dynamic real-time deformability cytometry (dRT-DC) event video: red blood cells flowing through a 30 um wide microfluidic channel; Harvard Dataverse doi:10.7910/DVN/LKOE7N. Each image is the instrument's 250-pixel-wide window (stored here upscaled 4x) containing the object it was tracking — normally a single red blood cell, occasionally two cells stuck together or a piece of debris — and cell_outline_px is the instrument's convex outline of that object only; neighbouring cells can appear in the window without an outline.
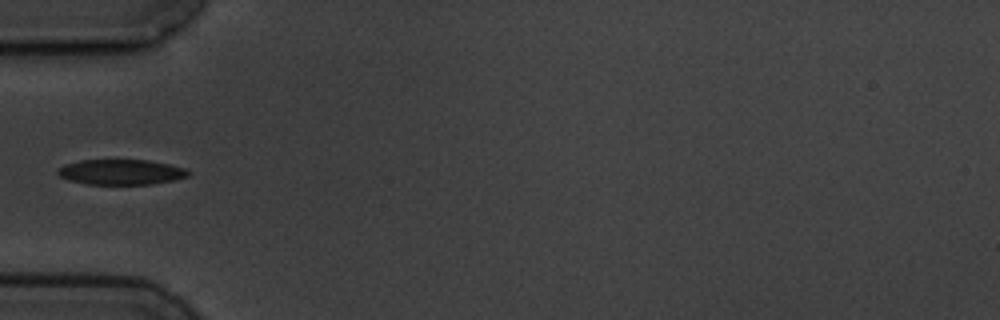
{"species": "common noctule bat (a hibernating species)", "species_latin": "Nyctalus noctula", "temperature_condition": "cold", "stored_images_in_passage": 9, "camera_frame_rate_fps": 3000, "um_per_image_px": 0.085, "animal": {"sex": "male", "body_mass_g": 19.5, "forearm_length_mm": 54.6}, "frame": {"image": 1, "passage_image": 4, "time_ms": 3.333, "image_size_px": [1000, 320], "cell_outline_px": [[192, 172], [188, 176], [176, 180], [152, 184], [88, 184], [68, 180], [60, 176], [56, 172], [56, 168], [64, 164], [80, 160], [148, 160], [168, 164], [184, 168]], "centroid_in_image_um": [10.28, 14.62], "position_along_channel_um": 74.7, "area_um2": 19.36}}
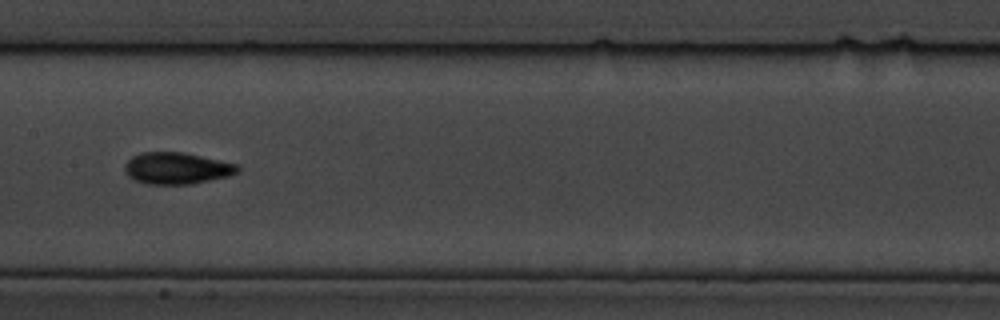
{"frame": {"image": 2, "passage_image": 7, "time_ms": 6.667, "image_size_px": [1000, 320], "cell_outline_px": [[240, 172], [228, 176], [192, 184], [144, 184], [132, 180], [124, 172], [124, 164], [132, 156], [140, 152], [184, 152], [240, 164]], "centroid_in_image_um": [15.02, 14.3], "position_along_channel_um": 192.4, "area_um2": 21.27}}
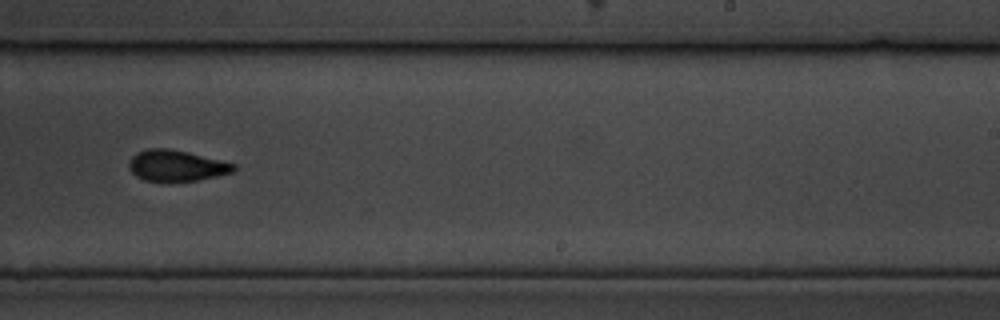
{"frame": {"image": 3, "passage_image": 9, "time_ms": 9.0, "image_size_px": [1000, 320], "cell_outline_px": [[236, 168], [232, 172], [216, 176], [196, 180], [144, 180], [136, 176], [128, 168], [128, 164], [132, 156], [136, 152], [148, 148], [168, 148], [188, 152], [236, 164]], "centroid_in_image_um": [14.96, 14.05], "position_along_channel_um": 274.0, "area_um2": 18.67}}